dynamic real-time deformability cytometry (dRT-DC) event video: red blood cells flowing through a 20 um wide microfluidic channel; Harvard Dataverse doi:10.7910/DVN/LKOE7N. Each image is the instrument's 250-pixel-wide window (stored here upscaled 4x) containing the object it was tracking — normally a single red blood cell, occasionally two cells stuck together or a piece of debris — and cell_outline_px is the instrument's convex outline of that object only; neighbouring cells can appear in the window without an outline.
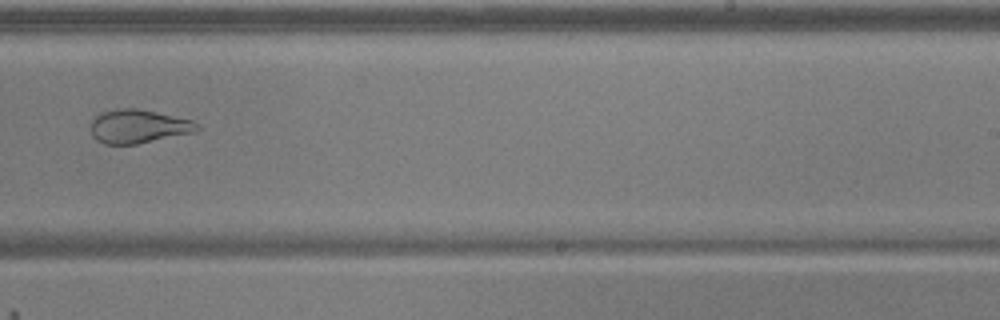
{"species": "common noctule bat (a hibernating species)", "species_latin": "Nyctalus noctula", "temperature_condition": "warm", "stored_images_in_passage": 9, "camera_frame_rate_fps": 3000, "um_per_image_px": 0.085, "animal": {"sex": "male", "body_mass_g": 17.9, "forearm_length_mm": 54.2}, "frame": {"image": 1, "passage_image": 9, "time_ms": 2.667, "image_size_px": [1000, 320], "cell_outline_px": [[200, 128], [196, 132], [136, 144], [104, 144], [96, 140], [92, 136], [92, 120], [100, 112], [116, 108], [136, 108], [156, 112], [192, 120]], "centroid_in_image_um": [11.74, 10.74], "position_along_channel_um": 277.3, "area_um2": 20.81}}